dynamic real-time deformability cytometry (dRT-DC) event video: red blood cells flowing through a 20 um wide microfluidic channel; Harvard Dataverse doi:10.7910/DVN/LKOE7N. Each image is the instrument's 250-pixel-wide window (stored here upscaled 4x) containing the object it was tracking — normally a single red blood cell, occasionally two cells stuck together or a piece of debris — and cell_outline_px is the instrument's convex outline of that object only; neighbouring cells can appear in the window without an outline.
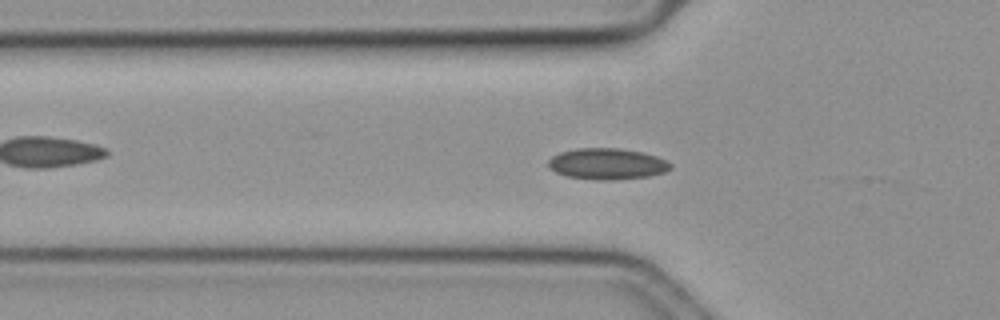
{"species": "common noctule bat (a hibernating species)", "species_latin": "Nyctalus noctula", "temperature_condition": "cold", "stored_images_in_passage": 24, "camera_frame_rate_fps": 3000, "um_per_image_px": 0.085, "animal": {"sex": "female", "body_mass_g": 19.3, "forearm_length_mm": 54.1}, "frame": {"image": 1, "passage_image": 12, "time_ms": 3.667, "image_size_px": [1000, 320], "cell_outline_px": [[672, 168], [664, 172], [648, 176], [612, 180], [596, 180], [568, 176], [556, 172], [548, 168], [548, 160], [552, 156], [560, 152], [576, 148], [620, 148], [644, 152], [656, 156], [672, 164]], "centroid_in_image_um": [51.59, 13.92], "position_along_channel_um": 74.2, "area_um2": 22.25}}
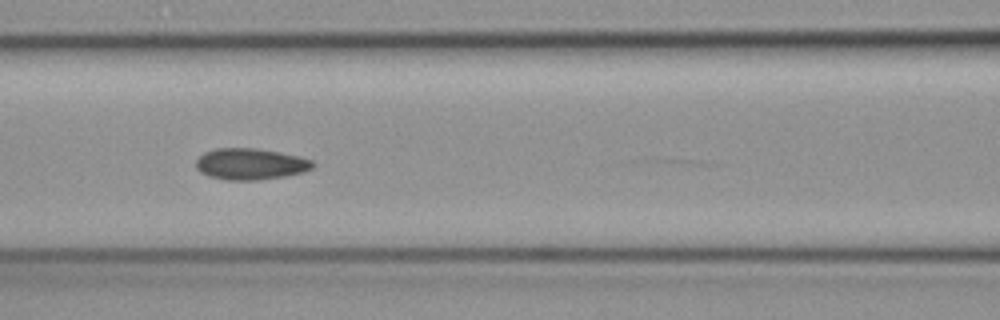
{"frame": {"image": 2, "passage_image": 18, "time_ms": 5.667, "image_size_px": [1000, 320], "cell_outline_px": [[316, 164], [312, 168], [304, 172], [284, 176], [260, 180], [224, 180], [208, 176], [200, 172], [196, 168], [196, 160], [204, 152], [216, 148], [252, 148], [280, 152], [312, 160]], "centroid_in_image_um": [21.27, 13.95], "position_along_channel_um": 145.3, "area_um2": 21.39}}
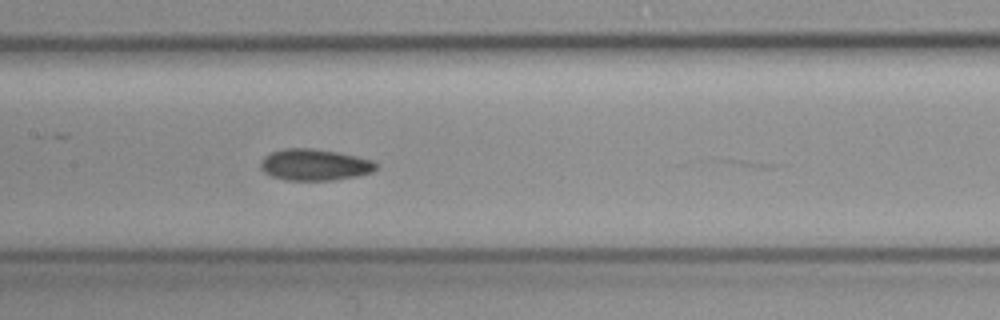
{"frame": {"image": 3, "passage_image": 21, "time_ms": 6.667, "image_size_px": [1000, 320], "cell_outline_px": [[380, 164], [372, 172], [356, 176], [332, 180], [284, 180], [272, 176], [264, 172], [260, 168], [260, 160], [264, 156], [272, 152], [284, 148], [312, 148], [336, 152], [356, 156], [372, 160]], "centroid_in_image_um": [26.73, 14.0], "position_along_channel_um": 180.7, "area_um2": 21.21}}